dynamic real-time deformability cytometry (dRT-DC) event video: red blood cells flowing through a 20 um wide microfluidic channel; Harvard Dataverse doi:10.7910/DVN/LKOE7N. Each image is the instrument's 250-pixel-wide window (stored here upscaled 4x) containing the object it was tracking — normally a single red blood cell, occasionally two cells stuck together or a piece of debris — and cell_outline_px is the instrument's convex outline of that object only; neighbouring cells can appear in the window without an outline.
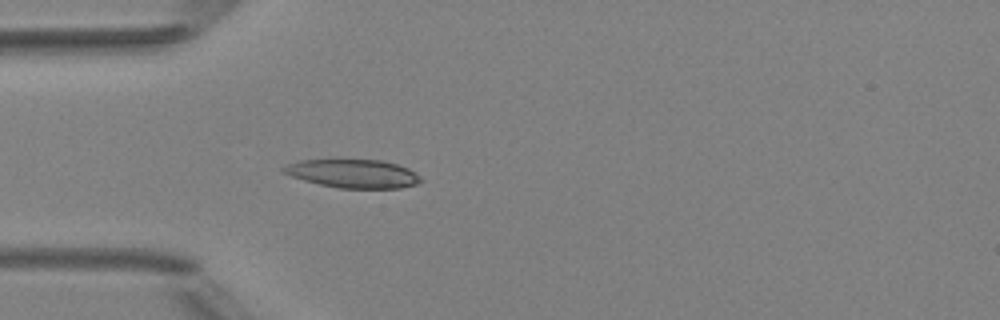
{"species": "Egyptian fruit bat (a non-hibernating species)", "species_latin": "Rousettus aegyptiacus", "temperature_condition": "room temperature", "stored_images_in_passage": 1, "camera_frame_rate_fps": 3000, "um_per_image_px": 0.085, "animal": {"sex": "female"}, "frame": {"image": 1, "passage_image": 1, "time_ms": 0.0, "image_size_px": [1000, 320], "cell_outline_px": [[424, 180], [416, 184], [400, 188], [340, 188], [320, 184], [304, 180], [280, 172], [280, 168], [288, 164], [300, 160], [340, 156], [380, 160], [396, 164], [408, 168], [420, 176]], "centroid_in_image_um": [29.95, 14.7], "position_along_channel_um": 55.0, "area_um2": 23.81}}